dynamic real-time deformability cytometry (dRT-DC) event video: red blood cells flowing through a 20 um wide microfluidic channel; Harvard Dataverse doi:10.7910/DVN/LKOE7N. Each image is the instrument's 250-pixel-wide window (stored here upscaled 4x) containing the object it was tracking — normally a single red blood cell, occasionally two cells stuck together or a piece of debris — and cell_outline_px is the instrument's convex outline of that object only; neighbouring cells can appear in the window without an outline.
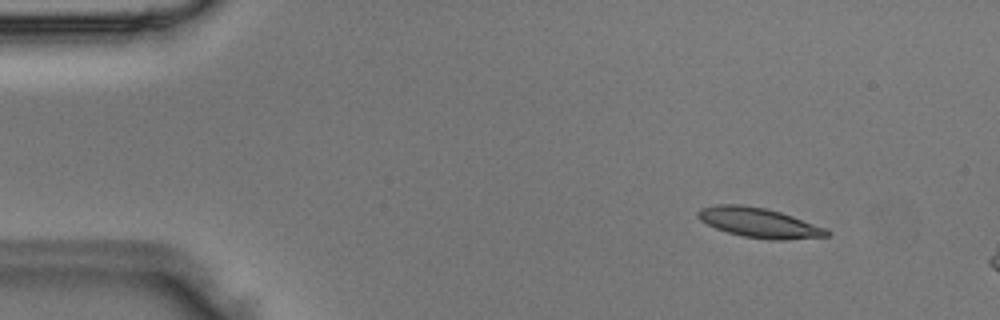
{"species": "Egyptian fruit bat (a non-hibernating species)", "species_latin": "Rousettus aegyptiacus", "temperature_condition": "room temperature", "stored_images_in_passage": 2, "camera_frame_rate_fps": 3000, "um_per_image_px": 0.085, "animal": {"sex": "male"}, "frame": {"image": 1, "passage_image": 2, "time_ms": 0.333, "image_size_px": [1000, 320], "cell_outline_px": [[832, 232], [828, 236], [784, 240], [772, 240], [744, 236], [728, 232], [716, 228], [700, 220], [696, 212], [700, 208], [716, 204], [744, 204], [768, 208], [828, 228]], "centroid_in_image_um": [64.55, 18.91], "position_along_channel_um": 20.5, "area_um2": 22.48}}